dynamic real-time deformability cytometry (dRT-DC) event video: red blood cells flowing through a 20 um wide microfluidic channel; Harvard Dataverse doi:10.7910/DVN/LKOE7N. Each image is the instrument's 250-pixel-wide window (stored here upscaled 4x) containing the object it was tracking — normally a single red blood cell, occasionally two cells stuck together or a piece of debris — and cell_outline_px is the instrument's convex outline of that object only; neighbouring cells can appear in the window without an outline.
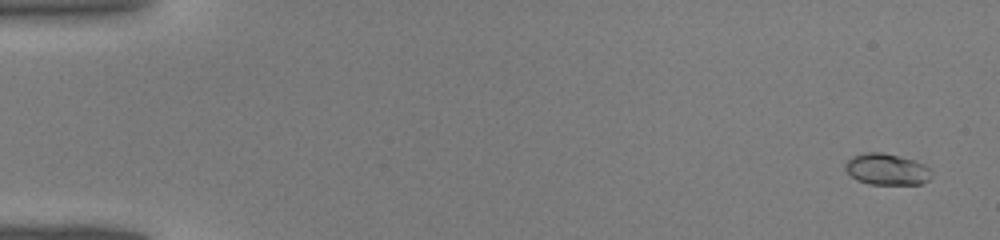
{"species": "common noctule bat (a hibernating species)", "species_latin": "Nyctalus noctula", "temperature_condition": "warm", "stored_images_in_passage": 43, "camera_frame_rate_fps": 3000, "um_per_image_px": 0.085, "animal": {"sex": "male", "body_mass_g": 19.0, "forearm_length_mm": 50.8}, "frame": {"image": 1, "passage_image": 1, "time_ms": 0.0, "image_size_px": [1000, 240], "cell_outline_px": [[932, 176], [928, 180], [920, 184], [868, 184], [856, 180], [844, 168], [844, 164], [852, 156], [864, 152], [880, 152], [916, 160], [924, 164], [932, 172]], "centroid_in_image_um": [75.37, 14.39], "position_along_channel_um": 9.6, "area_um2": 15.84}}
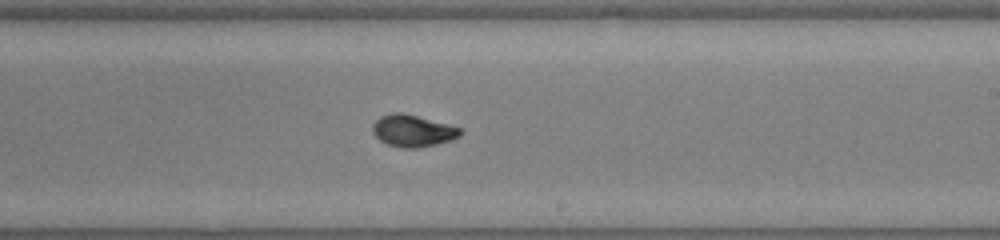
{"frame": {"image": 2, "passage_image": 26, "time_ms": 8.333, "image_size_px": [1000, 240], "cell_outline_px": [[460, 136], [448, 140], [416, 148], [404, 148], [388, 144], [380, 140], [372, 132], [372, 124], [380, 116], [392, 112], [400, 112], [416, 116], [460, 128]], "centroid_in_image_um": [35.0, 11.1], "position_along_channel_um": 254.0, "area_um2": 15.78}}
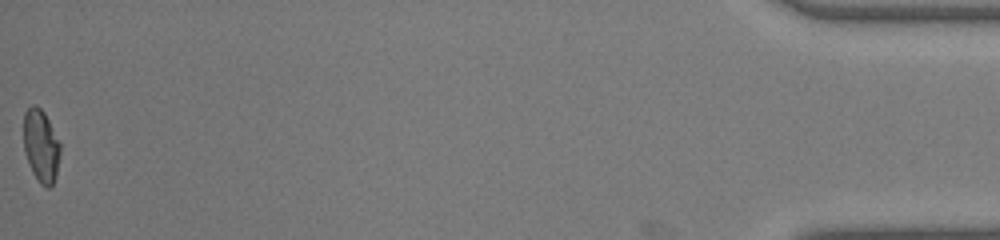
{"frame": {"image": 3, "passage_image": 43, "time_ms": 14.0, "image_size_px": [1000, 240], "cell_outline_px": [[60, 152], [56, 176], [52, 184], [48, 188], [44, 188], [40, 184], [32, 172], [28, 164], [24, 152], [24, 112], [32, 104], [36, 104], [44, 112], [60, 144]], "centroid_in_image_um": [3.47, 12.41], "position_along_channel_um": 431.7, "area_um2": 15.55}}